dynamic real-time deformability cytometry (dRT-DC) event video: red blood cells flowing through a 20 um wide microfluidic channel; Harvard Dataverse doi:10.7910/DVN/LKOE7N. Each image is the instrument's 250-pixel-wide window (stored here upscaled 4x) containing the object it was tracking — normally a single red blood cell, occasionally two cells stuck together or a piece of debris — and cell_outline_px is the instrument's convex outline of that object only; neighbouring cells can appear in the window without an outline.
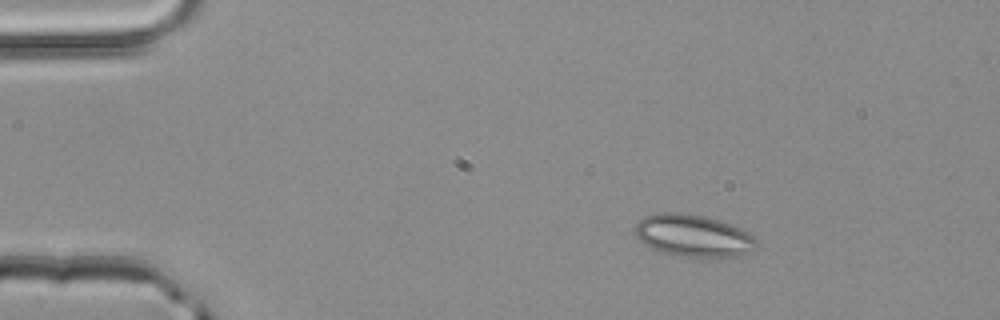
{"species": "common noctule bat (a hibernating species)", "species_latin": "Nyctalus noctula", "temperature_condition": "room temperature", "stored_images_in_passage": 2, "camera_frame_rate_fps": 3000, "um_per_image_px": 0.085, "animal": {"sex": "male", "body_mass_g": 20.4}, "frame": {"image": 1, "passage_image": 1, "time_ms": 0.0, "image_size_px": [1000, 320], "cell_outline_px": [[756, 244], [748, 252], [736, 256], [680, 256], [664, 252], [652, 248], [644, 244], [636, 236], [636, 224], [644, 216], [660, 212], [684, 212], [704, 216], [720, 220], [740, 228], [748, 232], [756, 240]], "centroid_in_image_um": [58.89, 20.0], "position_along_channel_um": 26.1, "area_um2": 29.42}}